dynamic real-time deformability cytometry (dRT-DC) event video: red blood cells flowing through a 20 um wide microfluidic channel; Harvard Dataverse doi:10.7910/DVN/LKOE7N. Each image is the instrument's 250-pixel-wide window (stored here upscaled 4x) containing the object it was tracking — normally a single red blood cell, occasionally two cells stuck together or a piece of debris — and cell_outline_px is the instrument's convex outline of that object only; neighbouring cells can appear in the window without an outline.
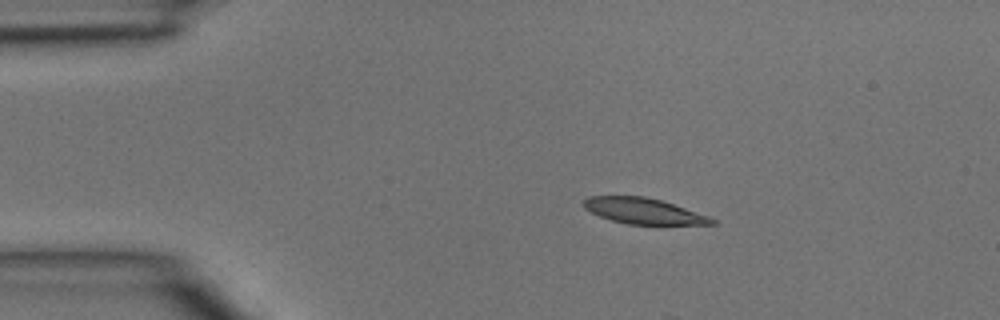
{"species": "common noctule bat (a hibernating species)", "species_latin": "Nyctalus noctula", "temperature_condition": "room temperature", "stored_images_in_passage": 2, "camera_frame_rate_fps": 3000, "um_per_image_px": 0.085, "animal": {"sex": "male", "body_mass_g": 15.6}, "frame": {"image": 1, "passage_image": 1, "time_ms": 0.0, "image_size_px": [1000, 320], "cell_outline_px": [[716, 224], [628, 224], [612, 220], [600, 216], [584, 208], [584, 200], [588, 196], [644, 196], [660, 200], [708, 216], [716, 220]], "centroid_in_image_um": [54.67, 17.93], "position_along_channel_um": 30.3, "area_um2": 18.84}}